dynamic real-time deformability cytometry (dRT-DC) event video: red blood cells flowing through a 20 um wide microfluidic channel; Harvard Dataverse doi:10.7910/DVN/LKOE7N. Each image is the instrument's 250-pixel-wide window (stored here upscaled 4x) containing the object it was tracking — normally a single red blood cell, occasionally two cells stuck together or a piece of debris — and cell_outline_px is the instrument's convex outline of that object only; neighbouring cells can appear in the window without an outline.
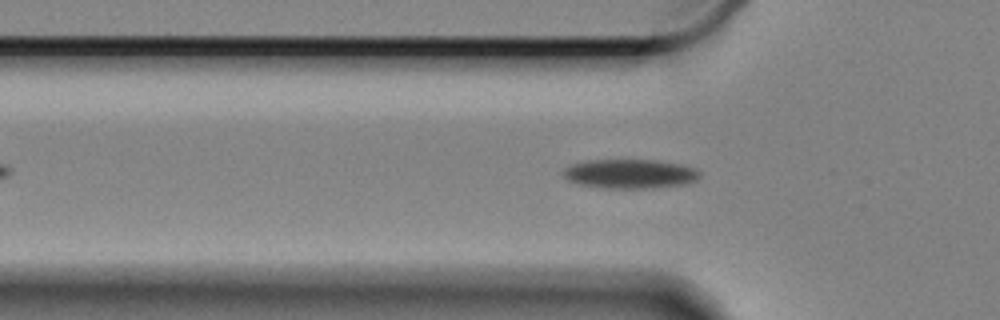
{"species": "Egyptian fruit bat (a non-hibernating species)", "species_latin": "Rousettus aegyptiacus", "temperature_condition": "cold", "stored_images_in_passage": 48, "camera_frame_rate_fps": 3000, "um_per_image_px": 0.085, "animal": {"sex": "female"}, "frame": {"image": 1, "passage_image": 6, "time_ms": 1.667, "image_size_px": [1000, 320], "cell_outline_px": [[700, 176], [696, 180], [684, 184], [652, 188], [600, 188], [580, 184], [568, 180], [564, 176], [564, 168], [572, 164], [588, 160], [656, 160], [680, 164], [696, 168], [700, 172]], "centroid_in_image_um": [53.56, 14.77], "position_along_channel_um": 72.2, "area_um2": 23.24}}
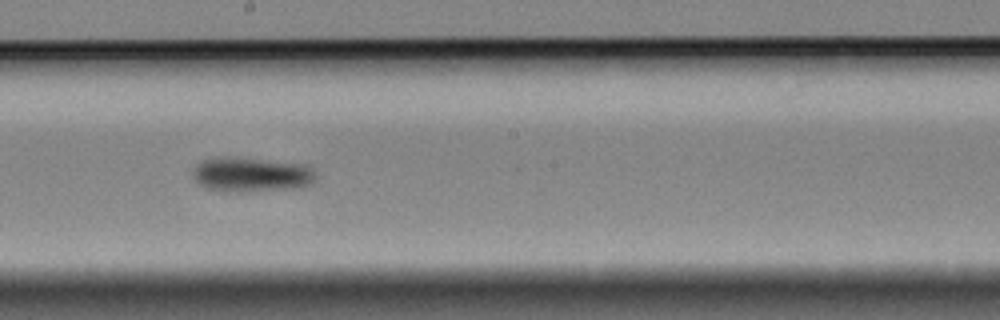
{"frame": {"image": 2, "passage_image": 20, "time_ms": 6.333, "image_size_px": [1000, 320], "cell_outline_px": [[316, 176], [312, 184], [300, 188], [240, 192], [236, 192], [208, 188], [200, 184], [196, 180], [192, 172], [192, 168], [200, 160], [224, 156], [228, 156], [300, 164], [312, 168]], "centroid_in_image_um": [21.35, 14.84], "position_along_channel_um": 226.9, "area_um2": 24.8}}
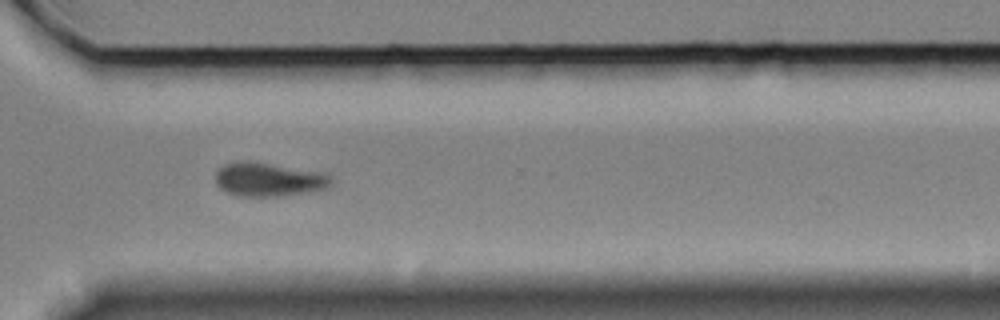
{"frame": {"image": 3, "passage_image": 31, "time_ms": 10.0, "image_size_px": [1000, 320], "cell_outline_px": [[332, 184], [328, 188], [308, 192], [276, 196], [240, 196], [228, 192], [220, 188], [216, 184], [216, 172], [224, 164], [268, 164], [328, 172], [332, 176]], "centroid_in_image_um": [22.95, 15.29], "position_along_channel_um": 347.6, "area_um2": 22.14}, "authors_computed_cell_mechanics": {"area_um2": 23.1489, "velocity_mm_per_s": 3.3024, "shape_relaxation_time_tau1_ms": 2.7175, "shape_relaxation_time_tau2_ms": null, "deformation_change_tau1": 0.0761, "deformation_change_tau2": null}}